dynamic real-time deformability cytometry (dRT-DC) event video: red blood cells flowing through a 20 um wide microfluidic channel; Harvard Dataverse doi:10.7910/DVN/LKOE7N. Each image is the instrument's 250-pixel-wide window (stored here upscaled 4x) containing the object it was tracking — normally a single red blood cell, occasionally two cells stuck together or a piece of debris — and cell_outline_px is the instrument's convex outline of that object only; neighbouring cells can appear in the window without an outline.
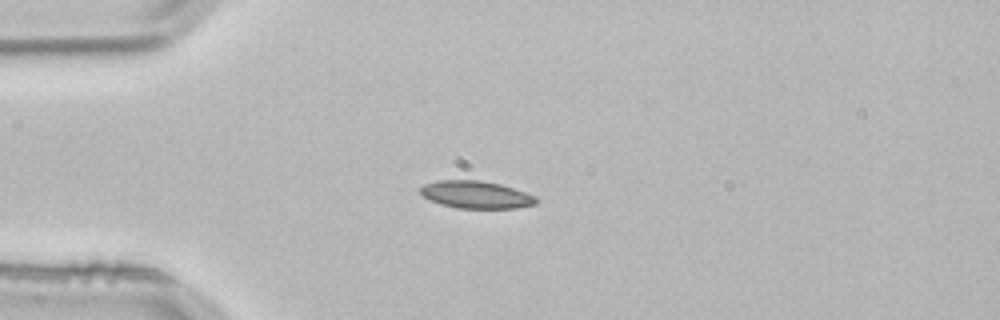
{"species": "common noctule bat (a hibernating species)", "species_latin": "Nyctalus noctula", "temperature_condition": "room temperature", "stored_images_in_passage": 2, "camera_frame_rate_fps": 3000, "um_per_image_px": 0.085, "animal": {"sex": "male", "body_mass_g": 21.5, "forearm_length_mm": 52.0}, "frame": {"image": 1, "passage_image": 2, "time_ms": 0.333, "image_size_px": [1000, 320], "cell_outline_px": [[536, 204], [516, 208], [456, 208], [440, 204], [424, 196], [420, 192], [420, 188], [424, 184], [436, 180], [480, 180], [500, 184], [536, 196]], "centroid_in_image_um": [40.44, 16.54], "position_along_channel_um": 44.6, "area_um2": 18.38}}